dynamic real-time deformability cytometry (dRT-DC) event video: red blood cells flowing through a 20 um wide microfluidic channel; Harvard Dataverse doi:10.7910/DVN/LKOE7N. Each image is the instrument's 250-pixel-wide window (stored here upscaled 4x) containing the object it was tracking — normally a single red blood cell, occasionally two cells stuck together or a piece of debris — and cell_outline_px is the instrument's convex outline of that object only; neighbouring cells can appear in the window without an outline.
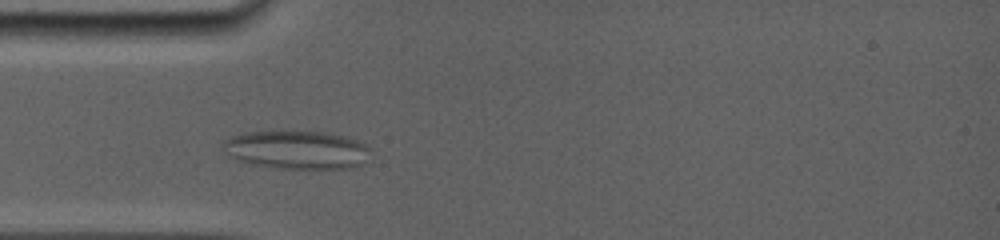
{"species": "common noctule bat (a hibernating species)", "species_latin": "Nyctalus noctula", "temperature_condition": "room temperature", "stored_images_in_passage": 23, "camera_frame_rate_fps": 5000, "um_per_image_px": 0.085, "animal": {"sex": "female", "body_mass_g": 19.0, "forearm_length_mm": 56.7}, "frame": {"image": 1, "passage_image": 3, "time_ms": 1.4, "image_size_px": [1000, 240], "cell_outline_px": [[372, 160], [364, 164], [352, 168], [280, 168], [252, 164], [236, 160], [228, 156], [224, 152], [220, 144], [224, 140], [232, 136], [244, 132], [324, 132], [344, 136], [356, 140], [364, 144], [368, 148]], "centroid_in_image_um": [25.23, 12.75], "position_along_channel_um": 59.8, "area_um2": 33.12}}
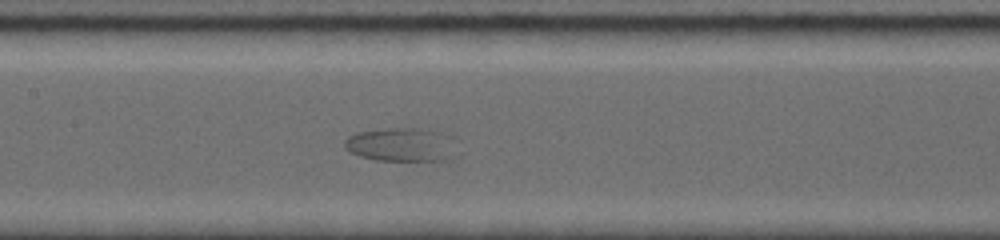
{"frame": {"image": 2, "passage_image": 9, "time_ms": 4.6, "image_size_px": [1000, 240], "cell_outline_px": [[452, 156], [440, 160], [376, 160], [360, 156], [348, 152], [344, 148], [344, 140], [348, 136], [356, 132], [388, 128], [428, 128], [444, 132]], "centroid_in_image_um": [33.93, 12.27], "position_along_channel_um": 173.5, "area_um2": 21.5}}
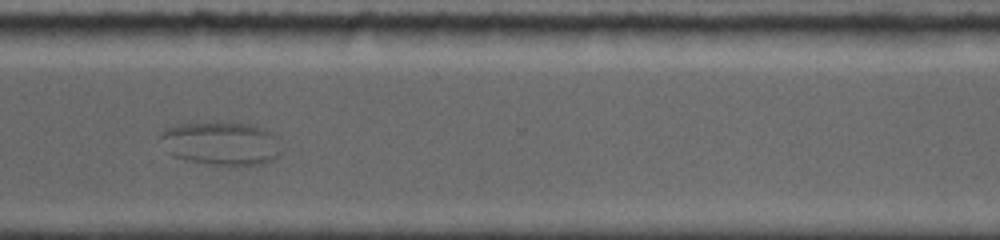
{"frame": {"image": 3, "passage_image": 20, "time_ms": 9.6, "image_size_px": [1000, 240], "cell_outline_px": [[280, 152], [272, 160], [264, 164], [236, 168], [188, 160], [172, 156], [168, 152], [160, 136], [160, 132], [164, 128], [180, 124], [248, 124], [272, 132], [280, 136]], "centroid_in_image_um": [18.86, 12.24], "position_along_channel_um": 351.7, "area_um2": 30.69}}